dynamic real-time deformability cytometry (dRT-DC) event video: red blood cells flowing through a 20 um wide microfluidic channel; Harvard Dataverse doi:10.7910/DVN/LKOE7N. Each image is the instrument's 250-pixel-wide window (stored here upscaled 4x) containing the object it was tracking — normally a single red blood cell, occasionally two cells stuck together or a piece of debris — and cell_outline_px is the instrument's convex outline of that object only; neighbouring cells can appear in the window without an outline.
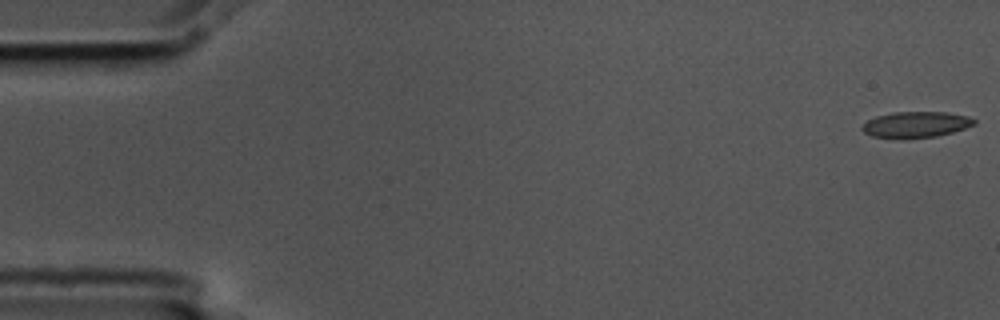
{"species": "common noctule bat (a hibernating species)", "species_latin": "Nyctalus noctula", "temperature_condition": "cold", "stored_images_in_passage": 6, "segment_of_instrument_passage": [1, 2], "camera_frame_rate_fps": 3000, "um_per_image_px": 0.085, "animal": {"sex": "male", "body_mass_g": 17.5, "forearm_length_mm": 52.3}, "frame": {"image": 1, "passage_image": 1, "time_ms": 0.0, "image_size_px": [1000, 320], "cell_outline_px": [[976, 124], [952, 132], [936, 136], [900, 140], [872, 136], [864, 132], [860, 128], [868, 120], [876, 116], [892, 112], [948, 112], [968, 116], [976, 120]], "centroid_in_image_um": [77.83, 10.6], "position_along_channel_um": 7.2, "area_um2": 17.22}}
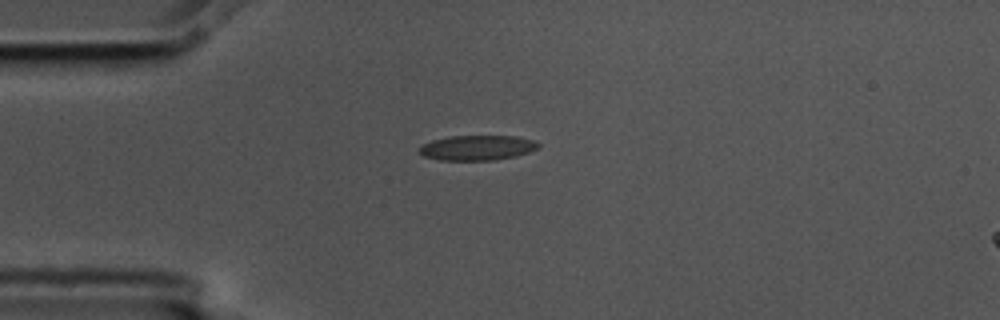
{"frame": {"image": 2, "passage_image": 5, "time_ms": 1.333, "image_size_px": [1000, 320], "cell_outline_px": [[540, 144], [536, 148], [528, 152], [516, 156], [492, 160], [440, 160], [424, 156], [420, 152], [420, 148], [424, 144], [432, 140], [448, 136], [516, 136], [532, 140]], "centroid_in_image_um": [40.55, 12.55], "position_along_channel_um": 44.4, "area_um2": 17.11}}